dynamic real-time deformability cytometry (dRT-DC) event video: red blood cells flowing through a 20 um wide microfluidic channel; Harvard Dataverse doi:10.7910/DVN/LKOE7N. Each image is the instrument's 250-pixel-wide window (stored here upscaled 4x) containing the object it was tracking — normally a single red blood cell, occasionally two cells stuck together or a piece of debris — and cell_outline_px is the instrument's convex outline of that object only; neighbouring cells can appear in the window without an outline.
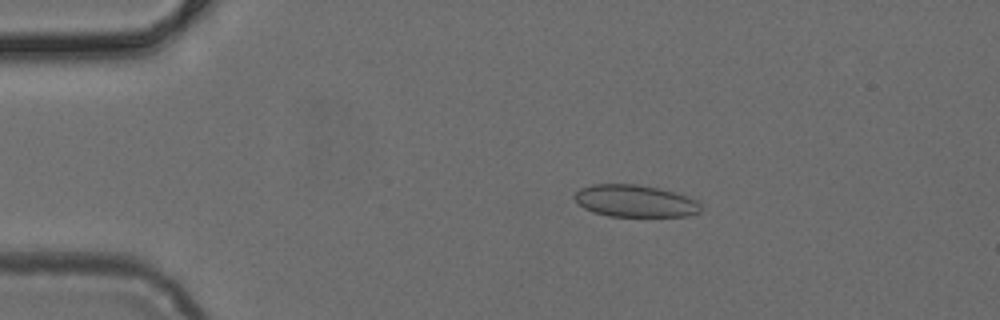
{"species": "common noctule bat (a hibernating species)", "species_latin": "Nyctalus noctula", "temperature_condition": "cold", "stored_images_in_passage": 3, "camera_frame_rate_fps": 3000, "um_per_image_px": 0.085, "animal": {"sex": "female", "body_mass_g": 24.6, "forearm_length_mm": 56.2}, "frame": {"image": 1, "passage_image": 2, "time_ms": 0.333, "image_size_px": [1000, 320], "cell_outline_px": [[700, 212], [688, 216], [608, 216], [592, 212], [584, 208], [572, 196], [580, 188], [592, 184], [640, 184], [672, 192], [696, 200], [700, 204]], "centroid_in_image_um": [53.93, 17.08], "position_along_channel_um": 31.1, "area_um2": 23.47}}